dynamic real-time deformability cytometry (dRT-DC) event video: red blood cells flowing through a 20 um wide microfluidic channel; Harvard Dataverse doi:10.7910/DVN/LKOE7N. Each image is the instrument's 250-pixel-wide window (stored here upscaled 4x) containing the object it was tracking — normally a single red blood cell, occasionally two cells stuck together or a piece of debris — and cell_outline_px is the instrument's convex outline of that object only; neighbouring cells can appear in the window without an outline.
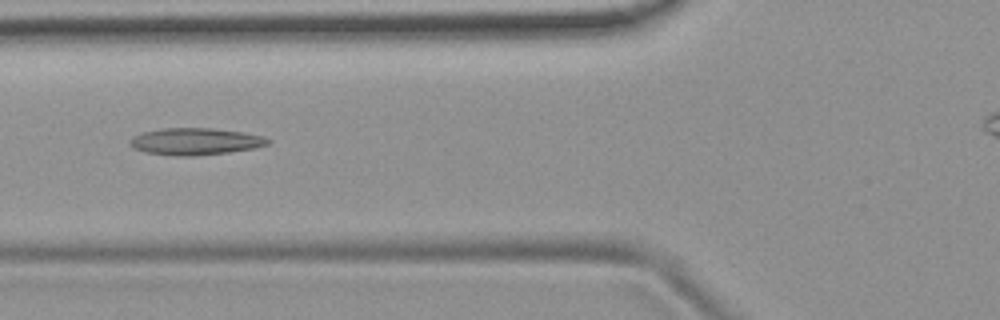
{"species": "common noctule bat (a hibernating species)", "species_latin": "Nyctalus noctula", "temperature_condition": "room temperature", "stored_images_in_passage": 3, "camera_frame_rate_fps": 3000, "um_per_image_px": 0.085, "animal": {"sex": "female", "body_mass_g": 19.9}, "frame": {"image": 1, "passage_image": 3, "time_ms": 0.667, "image_size_px": [1000, 320], "cell_outline_px": [[272, 140], [268, 144], [256, 148], [228, 152], [196, 156], [176, 156], [144, 152], [132, 148], [132, 140], [136, 136], [144, 132], [164, 128], [212, 128], [240, 132], [264, 136]], "centroid_in_image_um": [16.66, 12.03], "position_along_channel_um": 109.1, "area_um2": 21.44}}